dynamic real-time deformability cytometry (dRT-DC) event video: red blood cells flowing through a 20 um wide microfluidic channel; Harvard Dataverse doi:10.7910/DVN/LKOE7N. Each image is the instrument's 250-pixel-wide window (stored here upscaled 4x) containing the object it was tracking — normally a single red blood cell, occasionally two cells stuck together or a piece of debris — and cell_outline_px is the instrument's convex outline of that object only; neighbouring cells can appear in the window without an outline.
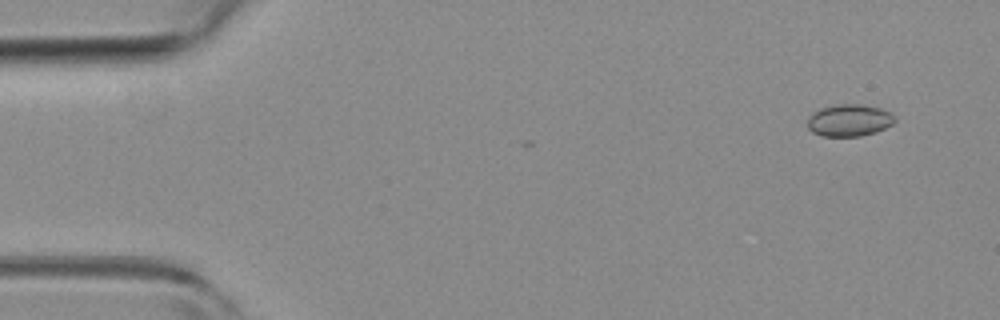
{"species": "common noctule bat (a hibernating species)", "species_latin": "Nyctalus noctula", "temperature_condition": "room temperature", "stored_images_in_passage": 4, "camera_frame_rate_fps": 3000, "um_per_image_px": 0.085, "animal": {"sex": "female", "body_mass_g": 19.3, "forearm_length_mm": 54.1}, "frame": {"image": 1, "passage_image": 1, "time_ms": 0.0, "image_size_px": [1000, 320], "cell_outline_px": [[896, 120], [892, 124], [876, 132], [860, 136], [820, 136], [812, 132], [808, 128], [808, 116], [812, 112], [820, 108], [836, 104], [860, 104], [880, 108], [896, 116]], "centroid_in_image_um": [72.16, 10.22], "position_along_channel_um": 12.8, "area_um2": 16.42}}
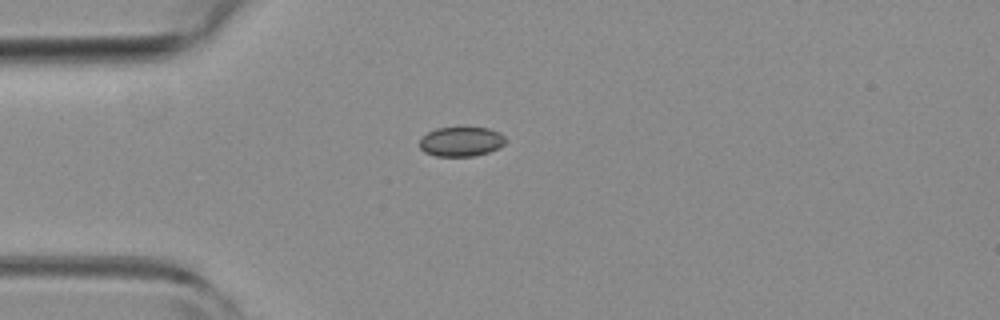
{"frame": {"image": 2, "passage_image": 4, "time_ms": 1.0, "image_size_px": [1000, 320], "cell_outline_px": [[504, 144], [488, 152], [476, 156], [436, 156], [424, 152], [420, 148], [420, 140], [428, 132], [436, 128], [460, 124], [488, 128], [500, 132], [504, 136]], "centroid_in_image_um": [39.18, 11.98], "position_along_channel_um": 45.8, "area_um2": 15.37}}